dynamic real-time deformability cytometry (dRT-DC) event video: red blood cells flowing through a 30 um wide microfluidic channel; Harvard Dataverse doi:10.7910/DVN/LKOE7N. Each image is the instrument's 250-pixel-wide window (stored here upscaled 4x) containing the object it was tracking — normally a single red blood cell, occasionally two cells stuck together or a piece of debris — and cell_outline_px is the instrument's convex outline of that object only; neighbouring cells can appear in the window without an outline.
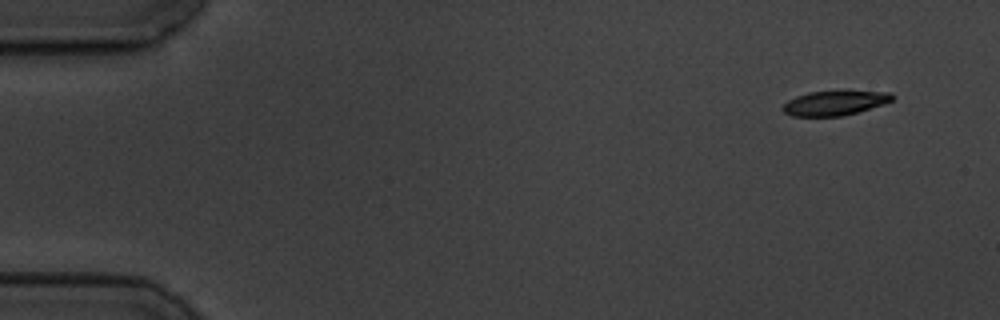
{"species": "common noctule bat (a hibernating species)", "species_latin": "Nyctalus noctula", "temperature_condition": "cold", "stored_images_in_passage": 6, "camera_frame_rate_fps": 3000, "um_per_image_px": 0.085, "animal": {"sex": "male", "body_mass_g": 19.5, "forearm_length_mm": 54.6}, "frame": {"image": 1, "passage_image": 1, "time_ms": 0.0, "image_size_px": [1000, 320], "cell_outline_px": [[896, 96], [892, 100], [884, 104], [844, 116], [792, 116], [784, 112], [780, 108], [788, 100], [796, 96], [808, 92], [892, 92]], "centroid_in_image_um": [70.94, 8.77], "position_along_channel_um": 14.1, "area_um2": 15.49}}
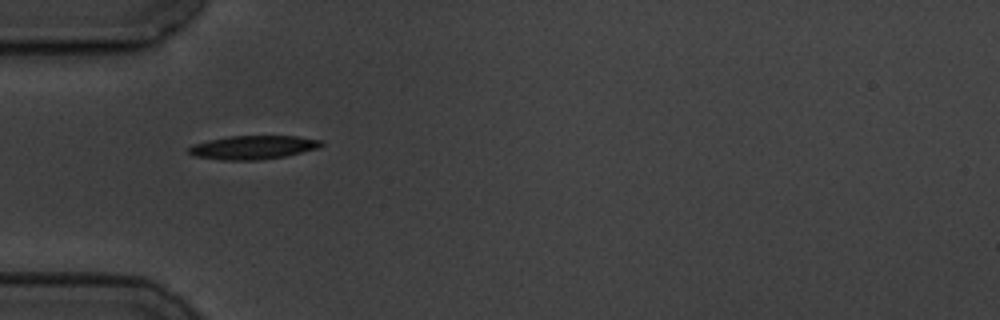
{"frame": {"image": 2, "passage_image": 5, "time_ms": 4.667, "image_size_px": [1000, 320], "cell_outline_px": [[324, 144], [316, 148], [284, 156], [260, 160], [220, 160], [192, 156], [188, 152], [188, 148], [192, 144], [208, 140], [228, 136], [296, 136], [320, 140]], "centroid_in_image_um": [21.42, 12.53], "position_along_channel_um": 63.6, "area_um2": 18.21}}
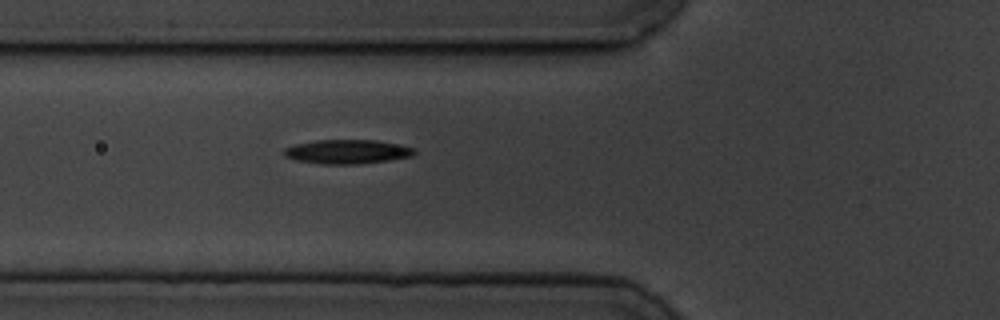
{"frame": {"image": 3, "passage_image": 6, "time_ms": 5.667, "image_size_px": [1000, 320], "cell_outline_px": [[416, 152], [412, 156], [388, 160], [356, 164], [320, 164], [296, 160], [284, 156], [284, 148], [296, 144], [316, 140], [376, 140], [416, 148]], "centroid_in_image_um": [29.5, 12.89], "position_along_channel_um": 96.3, "area_um2": 18.26}}